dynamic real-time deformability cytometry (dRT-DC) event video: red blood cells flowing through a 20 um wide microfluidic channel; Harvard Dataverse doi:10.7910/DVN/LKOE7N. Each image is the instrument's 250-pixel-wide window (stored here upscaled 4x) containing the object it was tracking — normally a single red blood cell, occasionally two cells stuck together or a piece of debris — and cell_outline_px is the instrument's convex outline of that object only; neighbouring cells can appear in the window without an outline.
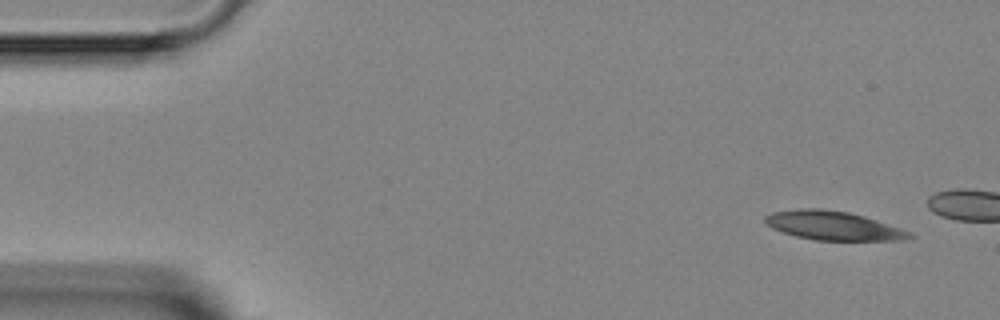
{"species": "Egyptian fruit bat (a non-hibernating species)", "species_latin": "Rousettus aegyptiacus", "temperature_condition": "room temperature", "stored_images_in_passage": 4, "camera_frame_rate_fps": 3000, "um_per_image_px": 0.085, "animal": {"sex": "female"}, "frame": {"image": 1, "passage_image": 1, "time_ms": 0.0, "image_size_px": [1000, 320], "cell_outline_px": [[916, 236], [904, 240], [816, 240], [796, 236], [772, 228], [764, 220], [764, 216], [772, 212], [800, 208], [820, 208], [848, 212], [864, 216], [912, 232]], "centroid_in_image_um": [70.84, 19.17], "position_along_channel_um": 14.2, "area_um2": 24.22}}